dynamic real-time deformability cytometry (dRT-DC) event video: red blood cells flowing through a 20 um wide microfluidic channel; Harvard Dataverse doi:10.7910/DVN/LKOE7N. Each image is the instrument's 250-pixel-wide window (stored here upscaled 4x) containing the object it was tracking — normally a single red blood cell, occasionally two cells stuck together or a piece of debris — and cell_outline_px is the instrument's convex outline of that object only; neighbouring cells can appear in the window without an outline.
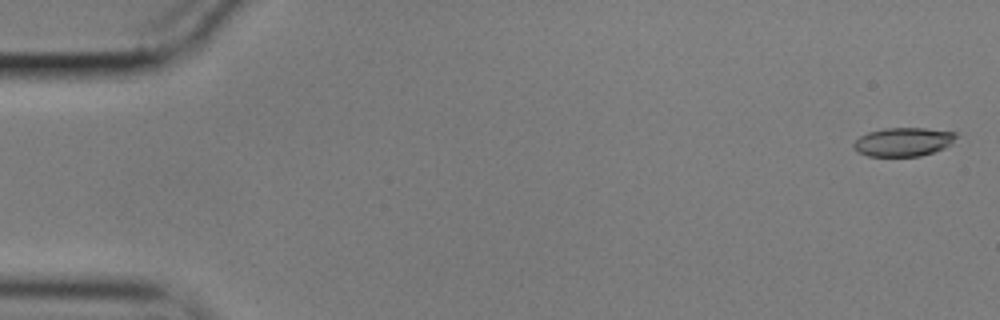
{"species": "common noctule bat (a hibernating species)", "species_latin": "Nyctalus noctula", "temperature_condition": "cold", "stored_images_in_passage": 57, "camera_frame_rate_fps": 3000, "um_per_image_px": 0.085, "animal": {"sex": "male", "body_mass_g": 17.9}, "frame": {"image": 1, "passage_image": 2, "time_ms": 0.333, "image_size_px": [1000, 320], "cell_outline_px": [[956, 136], [952, 144], [944, 148], [920, 156], [868, 156], [852, 148], [852, 144], [860, 136], [868, 132], [884, 128], [924, 128], [956, 132]], "centroid_in_image_um": [76.77, 12.06], "position_along_channel_um": 8.2, "area_um2": 17.11}}
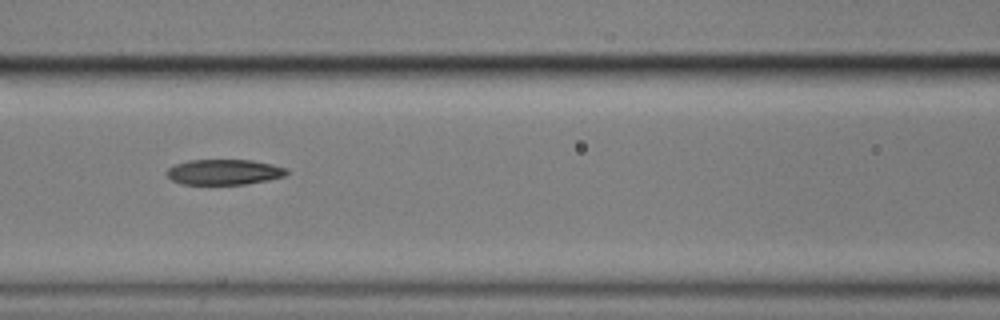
{"frame": {"image": 2, "passage_image": 25, "time_ms": 8.0, "image_size_px": [1000, 320], "cell_outline_px": [[288, 172], [284, 176], [268, 180], [244, 184], [184, 184], [172, 180], [168, 176], [168, 168], [176, 164], [188, 160], [252, 160], [272, 164], [288, 168]], "centroid_in_image_um": [19.08, 14.61], "position_along_channel_um": 147.5, "area_um2": 17.63}}
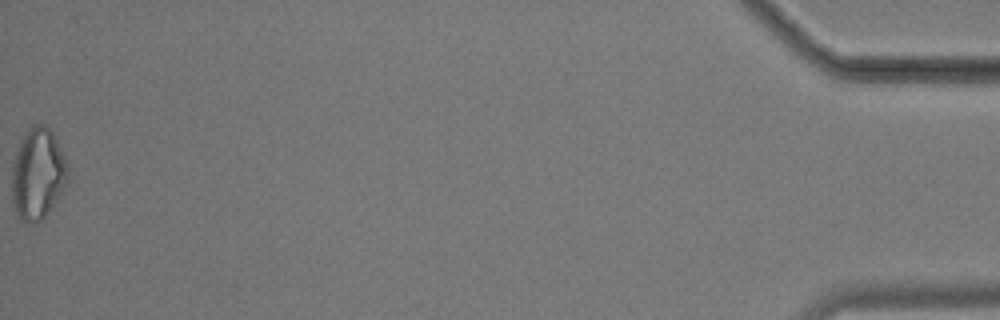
{"frame": {"image": 3, "passage_image": 57, "time_ms": 18.667, "image_size_px": [1000, 320], "cell_outline_px": [[68, 180], [56, 200], [44, 216], [36, 224], [28, 224], [20, 220], [16, 212], [12, 200], [12, 160], [20, 140], [28, 128], [32, 124], [44, 124], [52, 132], [64, 156], [68, 168]], "centroid_in_image_um": [3.18, 14.77], "position_along_channel_um": 432.0, "area_um2": 29.82}, "authors_computed_cell_mechanics": {"area_um2": 18.785, "velocity_mm_per_s": 3.5782, "shape_relaxation_time_tau1_ms": 8.0888, "shape_relaxation_time_tau2_ms": 4.2712, "deformation_change_tau1": 0.2065, "deformation_change_tau2": 0.1287}}